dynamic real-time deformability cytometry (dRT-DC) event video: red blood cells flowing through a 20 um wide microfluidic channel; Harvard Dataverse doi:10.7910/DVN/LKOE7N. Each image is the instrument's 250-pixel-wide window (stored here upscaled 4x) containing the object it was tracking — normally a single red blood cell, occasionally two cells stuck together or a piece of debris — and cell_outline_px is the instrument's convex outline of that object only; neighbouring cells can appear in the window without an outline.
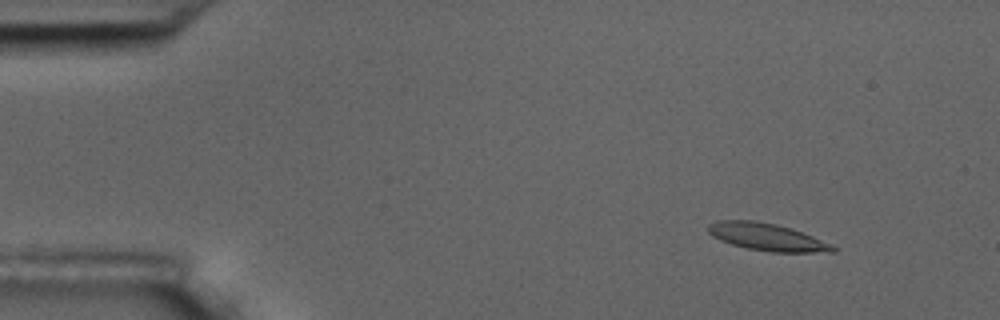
{"species": "common noctule bat (a hibernating species)", "species_latin": "Nyctalus noctula", "temperature_condition": "room temperature", "stored_images_in_passage": 5, "camera_frame_rate_fps": 3000, "um_per_image_px": 0.085, "animal": {"sex": "male", "body_mass_g": 17.5, "forearm_length_mm": 52.3}, "frame": {"image": 1, "passage_image": 2, "time_ms": 1.333, "image_size_px": [1000, 320], "cell_outline_px": [[836, 252], [772, 252], [748, 248], [732, 244], [720, 240], [712, 236], [708, 232], [708, 224], [720, 220], [752, 220], [776, 224], [812, 236], [832, 244], [836, 248]], "centroid_in_image_um": [65.18, 20.14], "position_along_channel_um": 19.8, "area_um2": 19.59}}
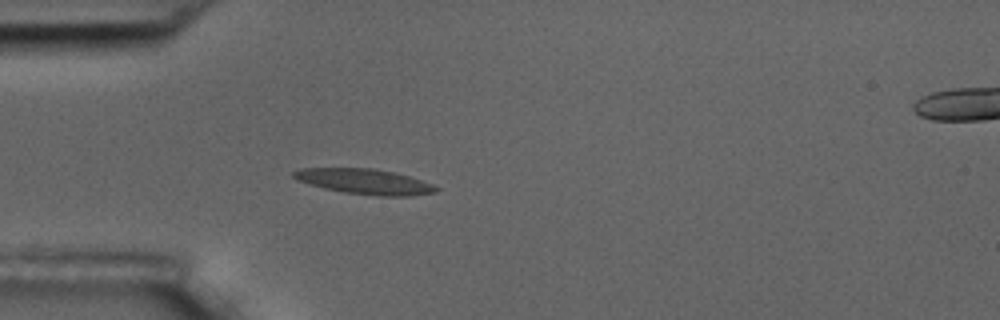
{"frame": {"image": 2, "passage_image": 5, "time_ms": 4.667, "image_size_px": [1000, 320], "cell_outline_px": [[440, 188], [436, 192], [408, 196], [380, 196], [344, 192], [324, 188], [296, 180], [292, 176], [292, 172], [300, 168], [372, 168], [396, 172], [432, 184]], "centroid_in_image_um": [30.98, 15.42], "position_along_channel_um": 54.0, "area_um2": 20.92}}